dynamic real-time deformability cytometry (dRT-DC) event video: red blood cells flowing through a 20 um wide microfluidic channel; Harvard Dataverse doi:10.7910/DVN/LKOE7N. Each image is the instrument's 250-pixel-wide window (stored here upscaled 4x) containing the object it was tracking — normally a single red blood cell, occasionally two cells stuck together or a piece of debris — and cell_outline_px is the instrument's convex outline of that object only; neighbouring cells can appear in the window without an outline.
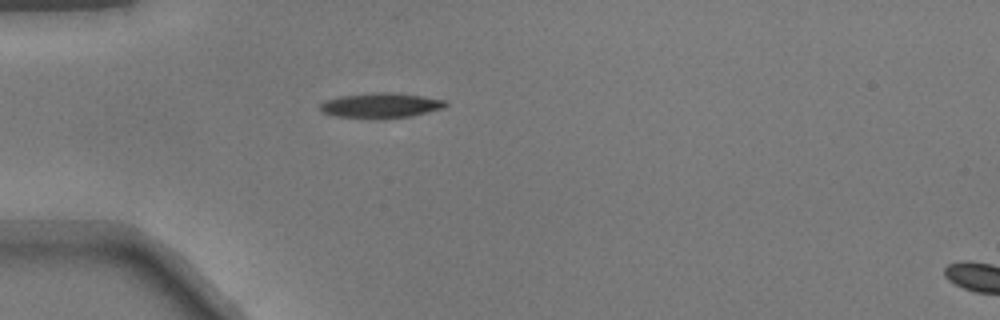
{"species": "common noctule bat (a hibernating species)", "species_latin": "Nyctalus noctula", "temperature_condition": "warm", "stored_images_in_passage": 36, "camera_frame_rate_fps": 3000, "um_per_image_px": 0.085, "animal": {"sex": "male", "body_mass_g": 17.9}, "frame": {"image": 1, "passage_image": 1, "time_ms": 0.0, "image_size_px": [1000, 320], "cell_outline_px": [[448, 104], [444, 108], [412, 116], [332, 116], [320, 112], [320, 104], [328, 100], [344, 96], [380, 92], [384, 92], [420, 96], [444, 100]], "centroid_in_image_um": [32.38, 8.94], "position_along_channel_um": 52.6, "area_um2": 17.17}}
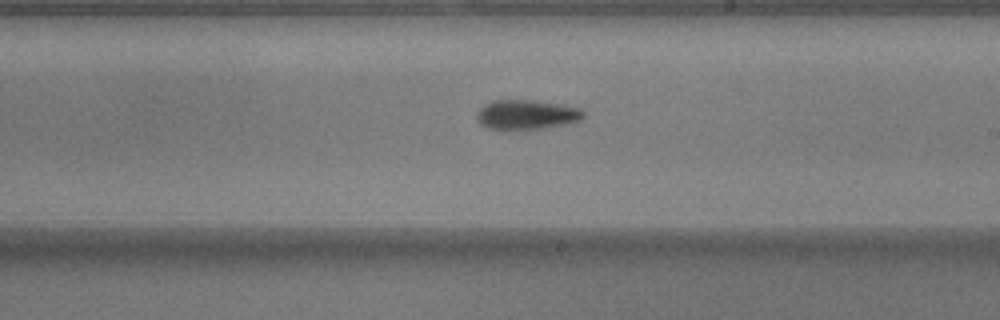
{"frame": {"image": 2, "passage_image": 16, "time_ms": 5.0, "image_size_px": [1000, 320], "cell_outline_px": [[588, 112], [580, 120], [564, 124], [544, 128], [504, 132], [488, 128], [480, 124], [476, 120], [476, 112], [484, 104], [492, 100], [532, 100], [564, 104], [580, 108]], "centroid_in_image_um": [44.72, 9.77], "position_along_channel_um": 244.3, "area_um2": 19.19}}
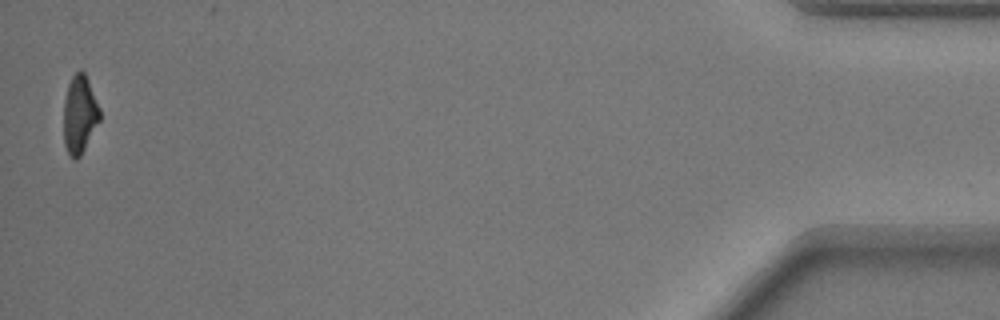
{"frame": {"image": 3, "passage_image": 36, "time_ms": 11.667, "image_size_px": [1000, 320], "cell_outline_px": [[100, 120], [80, 156], [76, 160], [72, 160], [68, 156], [64, 144], [64, 100], [68, 84], [72, 76], [80, 68], [84, 72], [88, 80], [100, 108]], "centroid_in_image_um": [6.76, 9.74], "position_along_channel_um": 428.4, "area_um2": 16.53}}